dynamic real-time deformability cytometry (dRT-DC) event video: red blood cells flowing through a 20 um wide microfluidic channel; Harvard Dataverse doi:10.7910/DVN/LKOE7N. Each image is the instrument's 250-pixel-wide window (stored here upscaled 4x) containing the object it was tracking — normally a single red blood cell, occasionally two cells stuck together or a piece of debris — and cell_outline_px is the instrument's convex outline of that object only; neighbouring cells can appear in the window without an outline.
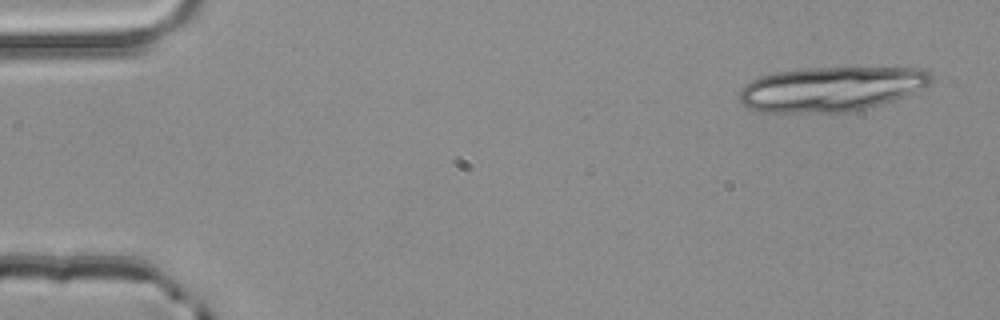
{"species": "common noctule bat (a hibernating species)", "species_latin": "Nyctalus noctula", "temperature_condition": "room temperature", "stored_images_in_passage": 5, "segment_of_instrument_passage": [1, 2], "camera_frame_rate_fps": 3000, "um_per_image_px": 0.085, "animal": {"sex": "male", "body_mass_g": 20.4}, "frame": {"image": 1, "passage_image": 1, "time_ms": 0.0, "image_size_px": [1000, 320], "cell_outline_px": [[932, 80], [928, 84], [904, 96], [880, 104], [848, 112], [760, 112], [748, 108], [740, 100], [740, 88], [744, 84], [760, 76], [776, 72], [800, 68], [924, 68], [932, 76]], "centroid_in_image_um": [70.59, 7.55], "position_along_channel_um": 14.4, "area_um2": 49.53}}